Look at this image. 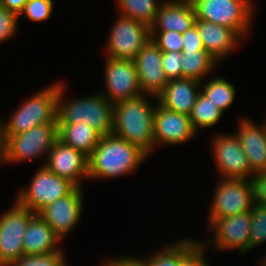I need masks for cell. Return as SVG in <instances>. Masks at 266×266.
<instances>
[{"label":"cell","instance_id":"cell-1","mask_svg":"<svg viewBox=\"0 0 266 266\" xmlns=\"http://www.w3.org/2000/svg\"><path fill=\"white\" fill-rule=\"evenodd\" d=\"M157 102L156 96L143 94L113 106V134L139 146L149 156L154 152L153 124Z\"/></svg>","mask_w":266,"mask_h":266},{"label":"cell","instance_id":"cell-2","mask_svg":"<svg viewBox=\"0 0 266 266\" xmlns=\"http://www.w3.org/2000/svg\"><path fill=\"white\" fill-rule=\"evenodd\" d=\"M148 157L139 146L114 134L101 136L88 158L89 180H106L133 174Z\"/></svg>","mask_w":266,"mask_h":266},{"label":"cell","instance_id":"cell-3","mask_svg":"<svg viewBox=\"0 0 266 266\" xmlns=\"http://www.w3.org/2000/svg\"><path fill=\"white\" fill-rule=\"evenodd\" d=\"M65 90L66 84L60 79L57 81V124H78L83 121L101 136L113 134L114 105L101 92L67 99Z\"/></svg>","mask_w":266,"mask_h":266},{"label":"cell","instance_id":"cell-4","mask_svg":"<svg viewBox=\"0 0 266 266\" xmlns=\"http://www.w3.org/2000/svg\"><path fill=\"white\" fill-rule=\"evenodd\" d=\"M30 96L8 120L0 118L4 136L20 134L41 124L57 123V81Z\"/></svg>","mask_w":266,"mask_h":266},{"label":"cell","instance_id":"cell-5","mask_svg":"<svg viewBox=\"0 0 266 266\" xmlns=\"http://www.w3.org/2000/svg\"><path fill=\"white\" fill-rule=\"evenodd\" d=\"M255 0H199L194 4L196 20L233 29L244 41L251 36L257 3ZM248 38V39H247Z\"/></svg>","mask_w":266,"mask_h":266},{"label":"cell","instance_id":"cell-6","mask_svg":"<svg viewBox=\"0 0 266 266\" xmlns=\"http://www.w3.org/2000/svg\"><path fill=\"white\" fill-rule=\"evenodd\" d=\"M4 139L6 165L44 156L47 159L53 144L58 140V124H41L20 134L4 136Z\"/></svg>","mask_w":266,"mask_h":266},{"label":"cell","instance_id":"cell-7","mask_svg":"<svg viewBox=\"0 0 266 266\" xmlns=\"http://www.w3.org/2000/svg\"><path fill=\"white\" fill-rule=\"evenodd\" d=\"M216 188L211 196L206 224L216 218L244 214L252 211L254 197L251 180L217 178Z\"/></svg>","mask_w":266,"mask_h":266},{"label":"cell","instance_id":"cell-8","mask_svg":"<svg viewBox=\"0 0 266 266\" xmlns=\"http://www.w3.org/2000/svg\"><path fill=\"white\" fill-rule=\"evenodd\" d=\"M76 186L69 180L59 177L45 166H39L28 187L17 191L15 199L24 207L37 214L41 209L57 199L71 193Z\"/></svg>","mask_w":266,"mask_h":266},{"label":"cell","instance_id":"cell-9","mask_svg":"<svg viewBox=\"0 0 266 266\" xmlns=\"http://www.w3.org/2000/svg\"><path fill=\"white\" fill-rule=\"evenodd\" d=\"M109 33L103 54L118 60L134 61L151 38L150 27L119 14Z\"/></svg>","mask_w":266,"mask_h":266},{"label":"cell","instance_id":"cell-10","mask_svg":"<svg viewBox=\"0 0 266 266\" xmlns=\"http://www.w3.org/2000/svg\"><path fill=\"white\" fill-rule=\"evenodd\" d=\"M209 141L218 178L251 179L254 173L235 132L216 133Z\"/></svg>","mask_w":266,"mask_h":266},{"label":"cell","instance_id":"cell-11","mask_svg":"<svg viewBox=\"0 0 266 266\" xmlns=\"http://www.w3.org/2000/svg\"><path fill=\"white\" fill-rule=\"evenodd\" d=\"M12 204L0 215V266H9L24 256L23 235L35 215L16 199Z\"/></svg>","mask_w":266,"mask_h":266},{"label":"cell","instance_id":"cell-12","mask_svg":"<svg viewBox=\"0 0 266 266\" xmlns=\"http://www.w3.org/2000/svg\"><path fill=\"white\" fill-rule=\"evenodd\" d=\"M206 227L212 232V243L201 242L206 247L211 244L214 252L238 250L239 254H245L250 251L251 212L216 218Z\"/></svg>","mask_w":266,"mask_h":266},{"label":"cell","instance_id":"cell-13","mask_svg":"<svg viewBox=\"0 0 266 266\" xmlns=\"http://www.w3.org/2000/svg\"><path fill=\"white\" fill-rule=\"evenodd\" d=\"M104 87L99 91L113 105L143 95L135 61L105 56Z\"/></svg>","mask_w":266,"mask_h":266},{"label":"cell","instance_id":"cell-14","mask_svg":"<svg viewBox=\"0 0 266 266\" xmlns=\"http://www.w3.org/2000/svg\"><path fill=\"white\" fill-rule=\"evenodd\" d=\"M83 193V188L76 187L37 213L61 240L69 236L81 220L85 199Z\"/></svg>","mask_w":266,"mask_h":266},{"label":"cell","instance_id":"cell-15","mask_svg":"<svg viewBox=\"0 0 266 266\" xmlns=\"http://www.w3.org/2000/svg\"><path fill=\"white\" fill-rule=\"evenodd\" d=\"M154 151L157 147L187 143L197 137L189 115L174 112L156 104L154 113Z\"/></svg>","mask_w":266,"mask_h":266},{"label":"cell","instance_id":"cell-16","mask_svg":"<svg viewBox=\"0 0 266 266\" xmlns=\"http://www.w3.org/2000/svg\"><path fill=\"white\" fill-rule=\"evenodd\" d=\"M41 166H45L49 171L69 180L76 187L82 186L83 180L88 177V157L82 152L63 144L57 140L49 151L47 159Z\"/></svg>","mask_w":266,"mask_h":266},{"label":"cell","instance_id":"cell-17","mask_svg":"<svg viewBox=\"0 0 266 266\" xmlns=\"http://www.w3.org/2000/svg\"><path fill=\"white\" fill-rule=\"evenodd\" d=\"M134 61L142 93L157 97L169 82L162 68V51L150 38Z\"/></svg>","mask_w":266,"mask_h":266},{"label":"cell","instance_id":"cell-18","mask_svg":"<svg viewBox=\"0 0 266 266\" xmlns=\"http://www.w3.org/2000/svg\"><path fill=\"white\" fill-rule=\"evenodd\" d=\"M261 123L243 116L239 118L238 130L235 129L254 174L266 171V119Z\"/></svg>","mask_w":266,"mask_h":266},{"label":"cell","instance_id":"cell-19","mask_svg":"<svg viewBox=\"0 0 266 266\" xmlns=\"http://www.w3.org/2000/svg\"><path fill=\"white\" fill-rule=\"evenodd\" d=\"M195 24L205 51L218 63L229 57L233 51L235 52V48L240 47L241 42L242 44L244 42L231 28L205 20H196Z\"/></svg>","mask_w":266,"mask_h":266},{"label":"cell","instance_id":"cell-20","mask_svg":"<svg viewBox=\"0 0 266 266\" xmlns=\"http://www.w3.org/2000/svg\"><path fill=\"white\" fill-rule=\"evenodd\" d=\"M200 87L201 83L193 79L169 80L157 96L158 103L168 110L190 115L200 93Z\"/></svg>","mask_w":266,"mask_h":266},{"label":"cell","instance_id":"cell-21","mask_svg":"<svg viewBox=\"0 0 266 266\" xmlns=\"http://www.w3.org/2000/svg\"><path fill=\"white\" fill-rule=\"evenodd\" d=\"M22 242L24 256L64 253L58 246L61 239L38 214L30 219Z\"/></svg>","mask_w":266,"mask_h":266},{"label":"cell","instance_id":"cell-22","mask_svg":"<svg viewBox=\"0 0 266 266\" xmlns=\"http://www.w3.org/2000/svg\"><path fill=\"white\" fill-rule=\"evenodd\" d=\"M196 21L193 5L183 2L162 3L150 31H176L183 34Z\"/></svg>","mask_w":266,"mask_h":266},{"label":"cell","instance_id":"cell-23","mask_svg":"<svg viewBox=\"0 0 266 266\" xmlns=\"http://www.w3.org/2000/svg\"><path fill=\"white\" fill-rule=\"evenodd\" d=\"M101 135L85 122L78 124H58V140L88 158L99 143Z\"/></svg>","mask_w":266,"mask_h":266},{"label":"cell","instance_id":"cell-24","mask_svg":"<svg viewBox=\"0 0 266 266\" xmlns=\"http://www.w3.org/2000/svg\"><path fill=\"white\" fill-rule=\"evenodd\" d=\"M200 92L225 114L233 105L237 91L226 78L212 75L201 82Z\"/></svg>","mask_w":266,"mask_h":266},{"label":"cell","instance_id":"cell-25","mask_svg":"<svg viewBox=\"0 0 266 266\" xmlns=\"http://www.w3.org/2000/svg\"><path fill=\"white\" fill-rule=\"evenodd\" d=\"M182 53L183 78L201 83L206 77L214 75L215 69L218 68V62L205 50L182 51Z\"/></svg>","mask_w":266,"mask_h":266},{"label":"cell","instance_id":"cell-26","mask_svg":"<svg viewBox=\"0 0 266 266\" xmlns=\"http://www.w3.org/2000/svg\"><path fill=\"white\" fill-rule=\"evenodd\" d=\"M117 13L127 18H132L150 27L155 19L161 0H115Z\"/></svg>","mask_w":266,"mask_h":266},{"label":"cell","instance_id":"cell-27","mask_svg":"<svg viewBox=\"0 0 266 266\" xmlns=\"http://www.w3.org/2000/svg\"><path fill=\"white\" fill-rule=\"evenodd\" d=\"M223 115L224 113L200 92L189 118L194 131L198 134L202 129L217 125Z\"/></svg>","mask_w":266,"mask_h":266},{"label":"cell","instance_id":"cell-28","mask_svg":"<svg viewBox=\"0 0 266 266\" xmlns=\"http://www.w3.org/2000/svg\"><path fill=\"white\" fill-rule=\"evenodd\" d=\"M206 253L201 240L180 237V266H210Z\"/></svg>","mask_w":266,"mask_h":266},{"label":"cell","instance_id":"cell-29","mask_svg":"<svg viewBox=\"0 0 266 266\" xmlns=\"http://www.w3.org/2000/svg\"><path fill=\"white\" fill-rule=\"evenodd\" d=\"M161 248L162 250L154 251L149 257L137 258L145 266H180V238Z\"/></svg>","mask_w":266,"mask_h":266},{"label":"cell","instance_id":"cell-30","mask_svg":"<svg viewBox=\"0 0 266 266\" xmlns=\"http://www.w3.org/2000/svg\"><path fill=\"white\" fill-rule=\"evenodd\" d=\"M250 251L266 242V206L254 204L251 211Z\"/></svg>","mask_w":266,"mask_h":266},{"label":"cell","instance_id":"cell-31","mask_svg":"<svg viewBox=\"0 0 266 266\" xmlns=\"http://www.w3.org/2000/svg\"><path fill=\"white\" fill-rule=\"evenodd\" d=\"M54 0H28L23 11L19 14V20L28 18L33 22H46L52 16L54 10Z\"/></svg>","mask_w":266,"mask_h":266},{"label":"cell","instance_id":"cell-32","mask_svg":"<svg viewBox=\"0 0 266 266\" xmlns=\"http://www.w3.org/2000/svg\"><path fill=\"white\" fill-rule=\"evenodd\" d=\"M9 266H69V263L64 253H49L23 256Z\"/></svg>","mask_w":266,"mask_h":266},{"label":"cell","instance_id":"cell-33","mask_svg":"<svg viewBox=\"0 0 266 266\" xmlns=\"http://www.w3.org/2000/svg\"><path fill=\"white\" fill-rule=\"evenodd\" d=\"M152 41L162 52H182L183 37L176 31H150Z\"/></svg>","mask_w":266,"mask_h":266},{"label":"cell","instance_id":"cell-34","mask_svg":"<svg viewBox=\"0 0 266 266\" xmlns=\"http://www.w3.org/2000/svg\"><path fill=\"white\" fill-rule=\"evenodd\" d=\"M19 22V16L0 3V44L17 35Z\"/></svg>","mask_w":266,"mask_h":266},{"label":"cell","instance_id":"cell-35","mask_svg":"<svg viewBox=\"0 0 266 266\" xmlns=\"http://www.w3.org/2000/svg\"><path fill=\"white\" fill-rule=\"evenodd\" d=\"M182 52H162V68L168 80L183 78Z\"/></svg>","mask_w":266,"mask_h":266},{"label":"cell","instance_id":"cell-36","mask_svg":"<svg viewBox=\"0 0 266 266\" xmlns=\"http://www.w3.org/2000/svg\"><path fill=\"white\" fill-rule=\"evenodd\" d=\"M254 204L266 206V171L257 172L251 177Z\"/></svg>","mask_w":266,"mask_h":266},{"label":"cell","instance_id":"cell-37","mask_svg":"<svg viewBox=\"0 0 266 266\" xmlns=\"http://www.w3.org/2000/svg\"><path fill=\"white\" fill-rule=\"evenodd\" d=\"M183 49L182 51L205 50L202 39L198 33L196 24L188 28L183 34Z\"/></svg>","mask_w":266,"mask_h":266},{"label":"cell","instance_id":"cell-38","mask_svg":"<svg viewBox=\"0 0 266 266\" xmlns=\"http://www.w3.org/2000/svg\"><path fill=\"white\" fill-rule=\"evenodd\" d=\"M103 266H145L137 257L126 256L109 258L101 264Z\"/></svg>","mask_w":266,"mask_h":266},{"label":"cell","instance_id":"cell-39","mask_svg":"<svg viewBox=\"0 0 266 266\" xmlns=\"http://www.w3.org/2000/svg\"><path fill=\"white\" fill-rule=\"evenodd\" d=\"M28 0H0V3L9 11L19 16Z\"/></svg>","mask_w":266,"mask_h":266},{"label":"cell","instance_id":"cell-40","mask_svg":"<svg viewBox=\"0 0 266 266\" xmlns=\"http://www.w3.org/2000/svg\"><path fill=\"white\" fill-rule=\"evenodd\" d=\"M0 163L5 164V139L2 129V124L0 121Z\"/></svg>","mask_w":266,"mask_h":266},{"label":"cell","instance_id":"cell-41","mask_svg":"<svg viewBox=\"0 0 266 266\" xmlns=\"http://www.w3.org/2000/svg\"><path fill=\"white\" fill-rule=\"evenodd\" d=\"M259 266H266V254L263 255V257H260V260L258 261Z\"/></svg>","mask_w":266,"mask_h":266},{"label":"cell","instance_id":"cell-42","mask_svg":"<svg viewBox=\"0 0 266 266\" xmlns=\"http://www.w3.org/2000/svg\"><path fill=\"white\" fill-rule=\"evenodd\" d=\"M199 0H181V2L189 4V5H194L198 2Z\"/></svg>","mask_w":266,"mask_h":266},{"label":"cell","instance_id":"cell-43","mask_svg":"<svg viewBox=\"0 0 266 266\" xmlns=\"http://www.w3.org/2000/svg\"><path fill=\"white\" fill-rule=\"evenodd\" d=\"M163 3L181 2V0H161Z\"/></svg>","mask_w":266,"mask_h":266}]
</instances>
